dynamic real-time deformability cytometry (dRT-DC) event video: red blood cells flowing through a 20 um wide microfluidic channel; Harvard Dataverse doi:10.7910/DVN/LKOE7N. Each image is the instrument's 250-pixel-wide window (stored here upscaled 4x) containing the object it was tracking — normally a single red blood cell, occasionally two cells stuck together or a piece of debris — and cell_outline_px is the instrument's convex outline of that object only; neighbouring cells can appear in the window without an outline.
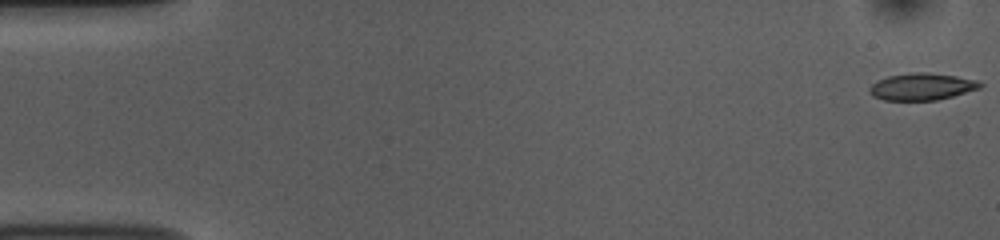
{"species": "common noctule bat (a hibernating species)", "species_latin": "Nyctalus noctula", "temperature_condition": "room temperature", "stored_images_in_passage": 53, "camera_frame_rate_fps": 3000, "um_per_image_px": 0.085, "animal": {"sex": "female", "body_mass_g": 10.0, "forearm_length_mm": 53.1}, "frame": {"image": 1, "passage_image": 1, "time_ms": 0.0, "image_size_px": [1000, 240], "cell_outline_px": [[984, 84], [980, 88], [952, 96], [936, 100], [884, 100], [872, 96], [868, 92], [868, 88], [876, 80], [888, 76], [912, 72], [928, 72], [956, 76], [980, 80]], "centroid_in_image_um": [78.34, 7.35], "position_along_channel_um": 6.7, "area_um2": 17.57}}
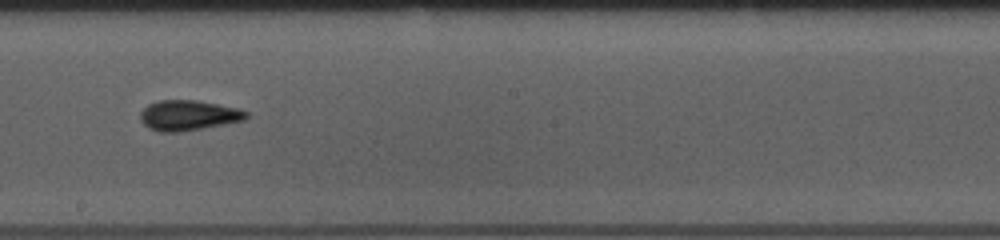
{"frame": {"image": 2, "passage_image": 30, "time_ms": 9.667, "image_size_px": [1000, 240], "cell_outline_px": [[248, 116], [244, 120], [224, 124], [180, 132], [160, 132], [148, 128], [140, 120], [140, 112], [148, 104], [156, 100], [196, 100], [240, 108], [248, 112]], "centroid_in_image_um": [16.0, 9.8], "position_along_channel_um": 232.2, "area_um2": 18.79}}
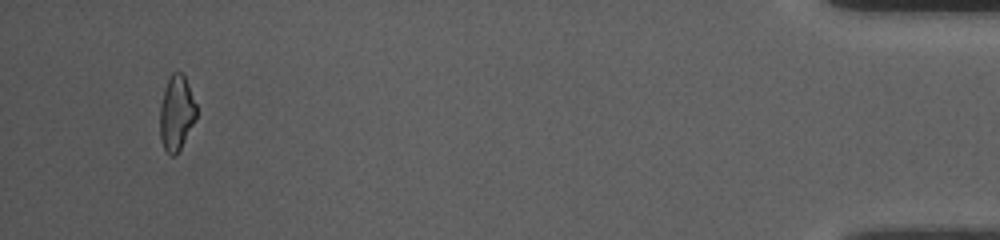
{"frame": {"image": 3, "passage_image": 51, "time_ms": 16.667, "image_size_px": [1000, 240], "cell_outline_px": [[196, 120], [176, 156], [172, 156], [164, 148], [160, 136], [160, 104], [164, 88], [172, 72], [184, 72], [196, 104]], "centroid_in_image_um": [15.01, 9.58], "position_along_channel_um": 420.2, "area_um2": 16.07}, "authors_computed_cell_mechanics": {"area_um2": 17.5712, "velocity_mm_per_s": 3.7641, "shape_relaxation_time_tau1_ms": 4.2277, "shape_relaxation_time_tau2_ms": 3.16, "deformation_change_tau1": 0.1334, "deformation_change_tau2": 0.0976}}